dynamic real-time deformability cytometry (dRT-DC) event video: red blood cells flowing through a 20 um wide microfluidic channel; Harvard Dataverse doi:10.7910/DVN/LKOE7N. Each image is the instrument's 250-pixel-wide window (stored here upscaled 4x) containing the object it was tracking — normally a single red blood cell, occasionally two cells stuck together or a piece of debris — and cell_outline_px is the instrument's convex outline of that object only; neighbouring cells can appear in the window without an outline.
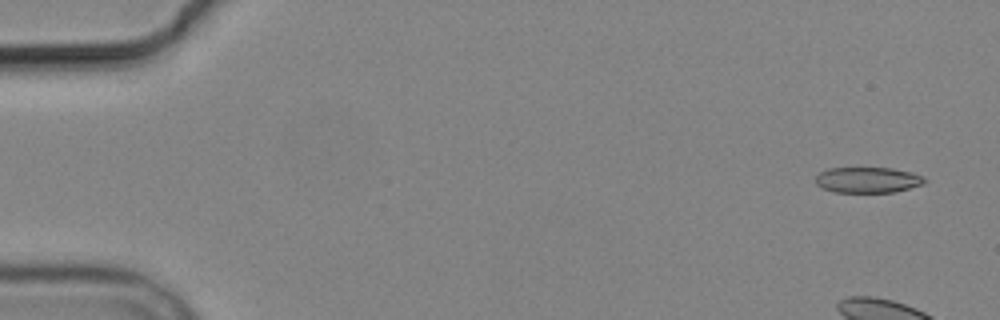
{"species": "common noctule bat (a hibernating species)", "species_latin": "Nyctalus noctula", "temperature_condition": "cold", "stored_images_in_passage": 6, "camera_frame_rate_fps": 3000, "um_per_image_px": 0.085, "animal": {"sex": "male", "body_mass_g": 19.2, "forearm_length_mm": 51.8}, "frame": {"image": 1, "passage_image": 1, "time_ms": 0.0, "image_size_px": [1000, 320], "cell_outline_px": [[928, 180], [924, 184], [896, 192], [832, 192], [816, 184], [816, 176], [820, 172], [828, 168], [892, 168], [912, 172], [924, 176]], "centroid_in_image_um": [73.8, 15.29], "position_along_channel_um": 11.2, "area_um2": 16.47}}